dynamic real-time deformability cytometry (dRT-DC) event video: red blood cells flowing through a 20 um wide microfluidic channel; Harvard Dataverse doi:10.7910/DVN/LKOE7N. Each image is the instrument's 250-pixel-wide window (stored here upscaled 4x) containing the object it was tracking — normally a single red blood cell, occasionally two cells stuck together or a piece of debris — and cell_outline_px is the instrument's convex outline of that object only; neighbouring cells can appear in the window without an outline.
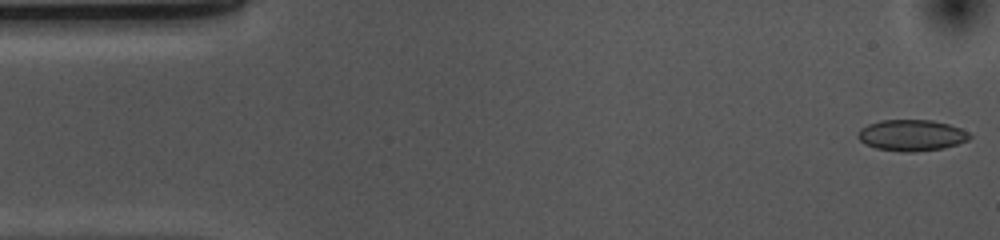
{"species": "common noctule bat (a hibernating species)", "species_latin": "Nyctalus noctula", "temperature_condition": "cold", "stored_images_in_passage": 53, "camera_frame_rate_fps": 3000, "um_per_image_px": 0.085, "animal": {"sex": "female", "body_mass_g": 10.0, "forearm_length_mm": 53.1}, "frame": {"image": 1, "passage_image": 1, "time_ms": 0.0, "image_size_px": [1000, 240], "cell_outline_px": [[972, 136], [968, 140], [944, 148], [916, 152], [900, 152], [876, 148], [864, 144], [856, 136], [860, 128], [868, 124], [880, 120], [932, 120], [948, 124], [960, 128], [968, 132]], "centroid_in_image_um": [77.46, 11.5], "position_along_channel_um": 7.5, "area_um2": 20.46}}
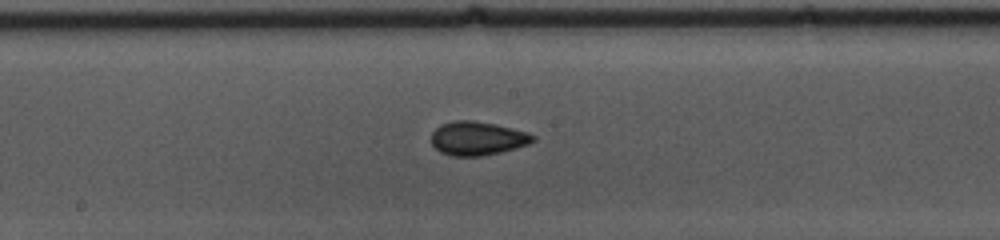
{"frame": {"image": 2, "passage_image": 26, "time_ms": 8.333, "image_size_px": [1000, 240], "cell_outline_px": [[536, 140], [528, 144], [516, 148], [500, 152], [480, 156], [452, 156], [440, 152], [432, 144], [432, 132], [440, 124], [452, 120], [472, 120], [496, 124], [528, 132], [536, 136]], "centroid_in_image_um": [40.59, 11.75], "position_along_channel_um": 207.6, "area_um2": 20.11}}
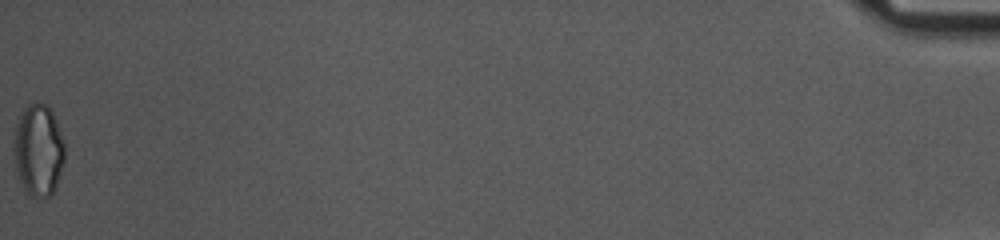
{"frame": {"image": 3, "passage_image": 53, "time_ms": 17.333, "image_size_px": [1000, 240], "cell_outline_px": [[64, 160], [52, 196], [32, 196], [24, 188], [16, 172], [12, 148], [16, 124], [20, 112], [28, 104], [36, 100], [40, 100], [48, 104], [52, 112], [60, 132], [64, 144]], "centroid_in_image_um": [3.23, 12.69], "position_along_channel_um": 432.0, "area_um2": 27.46}, "authors_computed_cell_mechanics": {"area_um2": 19.652, "velocity_mm_per_s": 3.6824, "shape_relaxation_time_tau1_ms": 9.0227, "shape_relaxation_time_tau2_ms": 2.113, "deformation_change_tau1": 0.1324, "deformation_change_tau2": 0.0711}}